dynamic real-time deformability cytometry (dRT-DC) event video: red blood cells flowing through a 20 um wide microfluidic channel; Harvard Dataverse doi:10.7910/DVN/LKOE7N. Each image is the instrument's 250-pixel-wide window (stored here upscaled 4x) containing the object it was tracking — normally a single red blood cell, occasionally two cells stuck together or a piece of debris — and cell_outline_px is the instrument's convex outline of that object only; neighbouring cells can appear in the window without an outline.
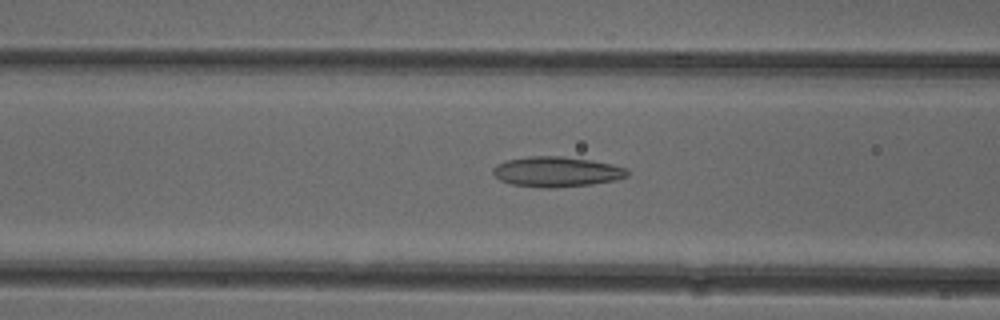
{"species": "common noctule bat (a hibernating species)", "species_latin": "Nyctalus noctula", "temperature_condition": "cold", "stored_images_in_passage": 51, "camera_frame_rate_fps": 3000, "um_per_image_px": 0.085, "animal": {"sex": "female"}, "frame": {"image": 1, "passage_image": 20, "time_ms": 6.333, "image_size_px": [1000, 320], "cell_outline_px": [[628, 176], [616, 180], [592, 184], [552, 188], [544, 188], [512, 184], [500, 180], [492, 172], [492, 168], [496, 164], [508, 160], [528, 156], [560, 156], [592, 160], [612, 164], [628, 168]], "centroid_in_image_um": [47.33, 14.6], "position_along_channel_um": 119.3, "area_um2": 23.7}}
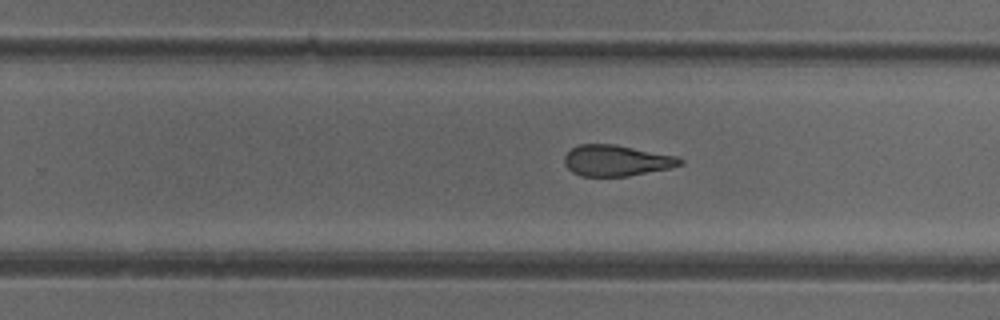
{"frame": {"image": 2, "passage_image": 32, "time_ms": 10.333, "image_size_px": [1000, 320], "cell_outline_px": [[684, 164], [668, 168], [628, 176], [580, 176], [572, 172], [564, 164], [564, 156], [572, 148], [580, 144], [616, 144], [676, 156], [684, 160]], "centroid_in_image_um": [52.38, 13.64], "position_along_channel_um": 277.4, "area_um2": 20.87}}
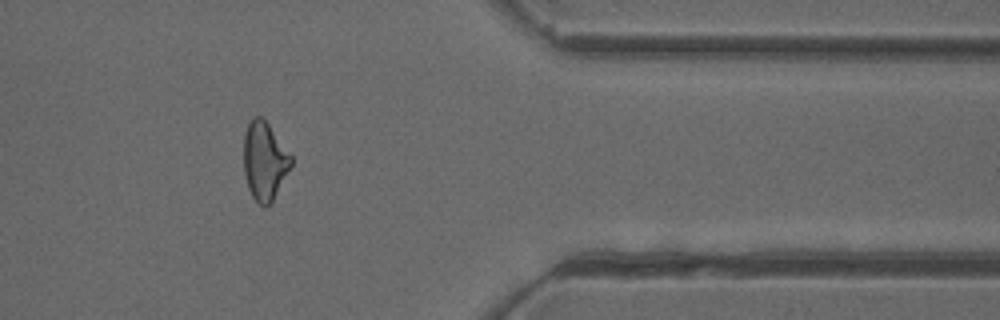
{"frame": {"image": 3, "passage_image": 42, "time_ms": 13.667, "image_size_px": [1000, 320], "cell_outline_px": [[292, 164], [272, 200], [264, 208], [252, 196], [248, 188], [244, 172], [244, 136], [248, 124], [256, 116], [260, 116], [268, 124], [292, 156]], "centroid_in_image_um": [22.47, 13.68], "position_along_channel_um": 388.9, "area_um2": 21.1}, "authors_computed_cell_mechanics": {"area_um2": 22.4264, "velocity_mm_per_s": 3.9533, "shape_relaxation_time_tau1_ms": null, "shape_relaxation_time_tau2_ms": 2.9508, "deformation_change_tau1": null, "deformation_change_tau2": 0.121}}